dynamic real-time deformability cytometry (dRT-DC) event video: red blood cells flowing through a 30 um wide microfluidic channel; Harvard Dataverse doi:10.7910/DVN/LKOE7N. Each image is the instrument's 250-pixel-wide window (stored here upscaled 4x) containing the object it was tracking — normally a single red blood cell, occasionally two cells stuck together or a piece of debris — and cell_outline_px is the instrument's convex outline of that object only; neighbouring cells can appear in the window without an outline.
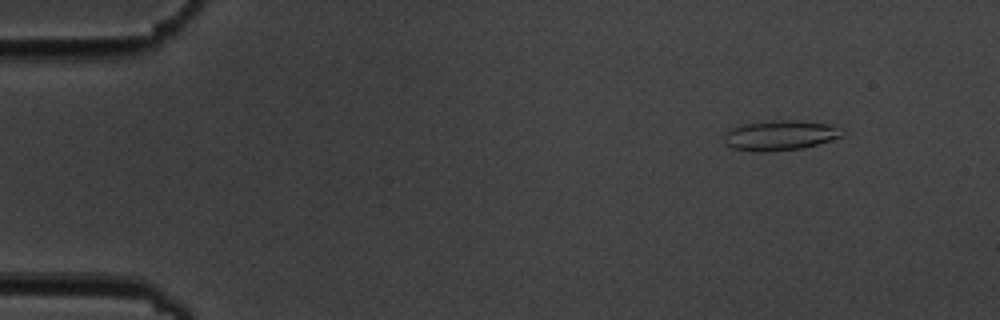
{"species": "common noctule bat (a hibernating species)", "species_latin": "Nyctalus noctula", "temperature_condition": "cold", "stored_images_in_passage": 6, "camera_frame_rate_fps": 3000, "um_per_image_px": 0.085, "animal": {"sex": "male", "body_mass_g": 19.5, "forearm_length_mm": 54.6}, "frame": {"image": 1, "passage_image": 2, "time_ms": 1.0, "image_size_px": [1000, 320], "cell_outline_px": [[844, 136], [816, 144], [800, 148], [768, 152], [752, 152], [732, 148], [724, 144], [724, 136], [732, 128], [744, 124], [772, 120], [800, 120], [832, 124], [844, 132]], "centroid_in_image_um": [66.3, 11.5], "position_along_channel_um": 18.7, "area_um2": 20.75}}